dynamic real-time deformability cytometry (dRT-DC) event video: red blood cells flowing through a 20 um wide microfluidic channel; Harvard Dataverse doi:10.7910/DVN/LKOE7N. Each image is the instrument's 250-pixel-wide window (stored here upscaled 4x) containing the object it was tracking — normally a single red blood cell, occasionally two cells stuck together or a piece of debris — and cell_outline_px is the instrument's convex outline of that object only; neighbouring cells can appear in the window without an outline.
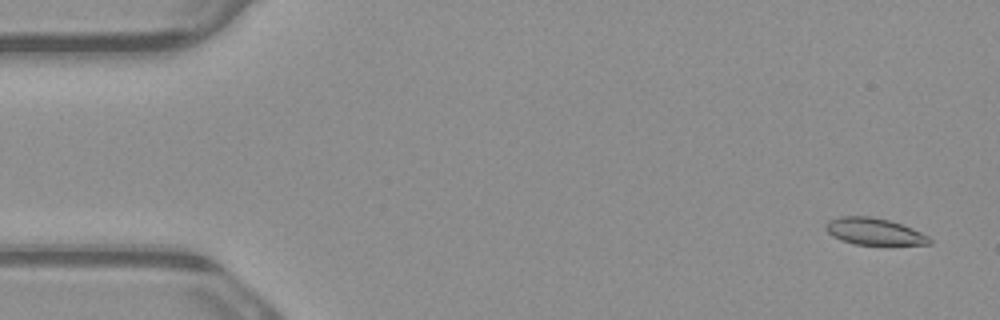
{"species": "common noctule bat (a hibernating species)", "species_latin": "Nyctalus noctula", "temperature_condition": "warm", "stored_images_in_passage": 4, "camera_frame_rate_fps": 3000, "um_per_image_px": 0.085, "animal": {"sex": "male", "body_mass_g": 23.1, "forearm_length_mm": 52.7}, "frame": {"image": 1, "passage_image": 1, "time_ms": 0.0, "image_size_px": [1000, 320], "cell_outline_px": [[932, 244], [856, 244], [840, 240], [832, 236], [824, 228], [828, 220], [840, 216], [868, 216], [888, 220], [912, 228], [928, 236], [932, 240]], "centroid_in_image_um": [74.26, 19.67], "position_along_channel_um": 10.7, "area_um2": 16.01}}
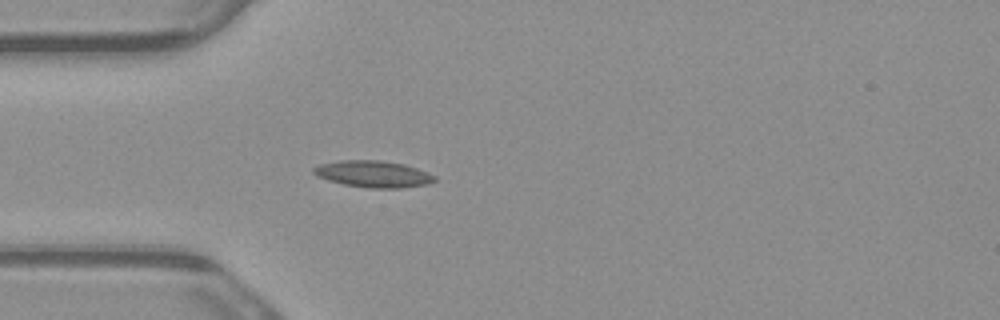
{"frame": {"image": 2, "passage_image": 4, "time_ms": 1.0, "image_size_px": [1000, 320], "cell_outline_px": [[436, 180], [428, 184], [404, 188], [368, 188], [344, 184], [328, 180], [316, 176], [312, 172], [312, 168], [320, 164], [340, 160], [380, 160], [404, 164], [428, 172], [436, 176]], "centroid_in_image_um": [31.73, 14.79], "position_along_channel_um": 53.3, "area_um2": 18.9}}